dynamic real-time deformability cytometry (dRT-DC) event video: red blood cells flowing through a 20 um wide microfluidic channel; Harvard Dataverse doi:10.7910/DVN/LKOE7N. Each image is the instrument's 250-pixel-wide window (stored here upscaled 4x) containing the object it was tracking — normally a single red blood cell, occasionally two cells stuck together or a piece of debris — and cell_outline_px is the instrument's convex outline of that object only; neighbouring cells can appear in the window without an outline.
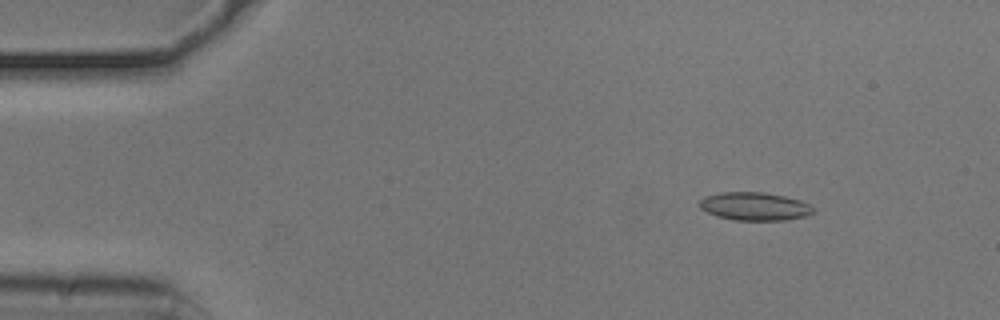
{"species": "common noctule bat (a hibernating species)", "species_latin": "Nyctalus noctula", "temperature_condition": "cold", "stored_images_in_passage": 42, "camera_frame_rate_fps": 3000, "um_per_image_px": 0.085, "animal": {"sex": "male", "body_mass_g": 20.5, "forearm_length_mm": 52.5}, "frame": {"image": 1, "passage_image": 7, "time_ms": 2.0, "image_size_px": [1000, 320], "cell_outline_px": [[816, 208], [812, 212], [804, 216], [788, 220], [732, 220], [716, 216], [700, 208], [700, 200], [704, 196], [720, 192], [764, 192], [784, 196], [800, 200]], "centroid_in_image_um": [64.13, 17.54], "position_along_channel_um": 20.9, "area_um2": 18.67}}
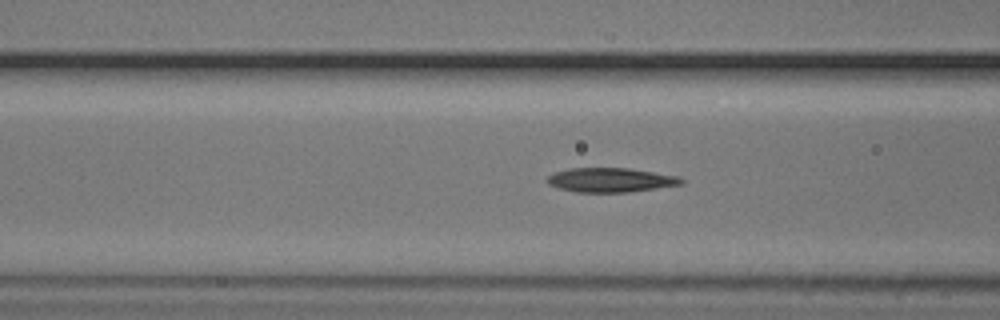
{"frame": {"image": 2, "passage_image": 21, "time_ms": 6.667, "image_size_px": [1000, 320], "cell_outline_px": [[684, 184], [628, 192], [576, 192], [560, 188], [548, 184], [544, 180], [548, 176], [556, 172], [568, 168], [628, 168], [680, 176], [684, 180]], "centroid_in_image_um": [51.91, 15.29], "position_along_channel_um": 114.7, "area_um2": 19.02}}
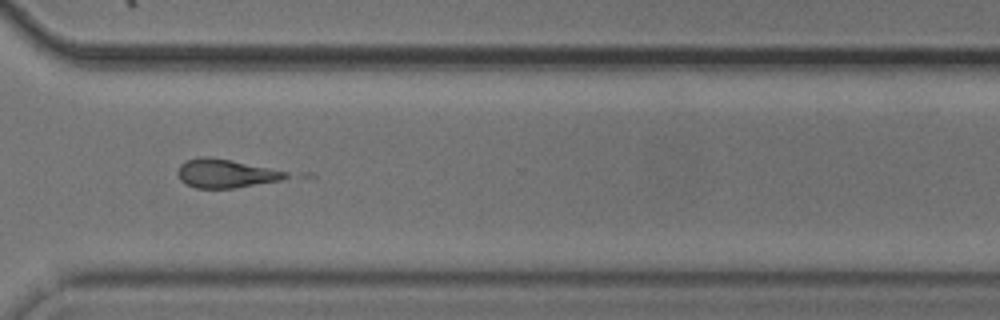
{"frame": {"image": 3, "passage_image": 40, "time_ms": 13.0, "image_size_px": [1000, 320], "cell_outline_px": [[288, 176], [280, 180], [232, 188], [196, 188], [180, 180], [176, 172], [180, 164], [188, 160], [200, 156], [208, 156], [288, 172]], "centroid_in_image_um": [19.11, 14.74], "position_along_channel_um": 351.5, "area_um2": 17.63}, "authors_computed_cell_mechanics": {"area_um2": 19.074, "velocity_mm_per_s": 3.7526, "shape_relaxation_time_tau1_ms": null, "shape_relaxation_time_tau2_ms": 3.2491, "deformation_change_tau1": null, "deformation_change_tau2": 0.1382}}